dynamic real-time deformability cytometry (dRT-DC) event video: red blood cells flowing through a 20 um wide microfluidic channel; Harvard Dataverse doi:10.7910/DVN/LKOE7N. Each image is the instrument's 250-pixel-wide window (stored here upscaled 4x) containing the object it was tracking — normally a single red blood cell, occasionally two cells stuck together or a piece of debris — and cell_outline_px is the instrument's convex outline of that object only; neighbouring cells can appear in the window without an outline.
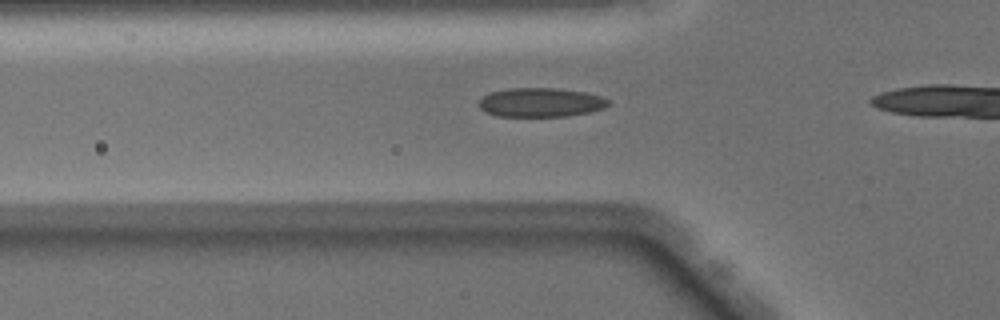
{"species": "Egyptian fruit bat (a non-hibernating species)", "species_latin": "Rousettus aegyptiacus", "temperature_condition": "warm", "stored_images_in_passage": 29, "camera_frame_rate_fps": 3000, "um_per_image_px": 0.085, "animal": {"sex": "male"}, "frame": {"image": 1, "passage_image": 6, "time_ms": 1.667, "image_size_px": [1000, 320], "cell_outline_px": [[612, 104], [604, 108], [588, 112], [568, 116], [496, 116], [480, 108], [476, 104], [484, 96], [492, 92], [508, 88], [556, 88], [584, 92], [600, 96], [612, 100]], "centroid_in_image_um": [45.99, 8.7], "position_along_channel_um": 79.8, "area_um2": 21.96}}
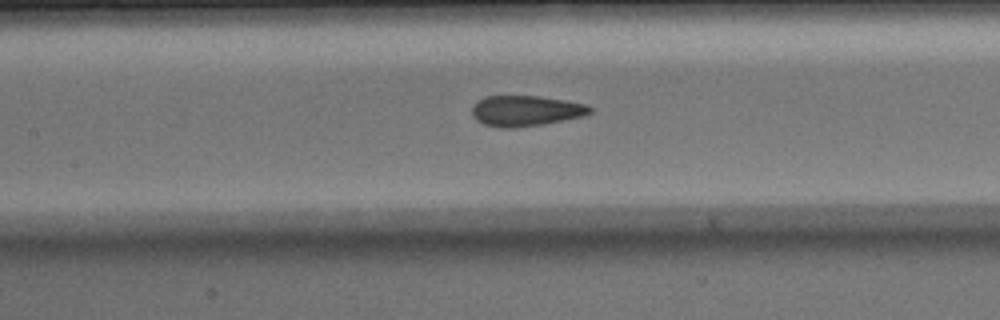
{"frame": {"image": 2, "passage_image": 12, "time_ms": 3.667, "image_size_px": [1000, 320], "cell_outline_px": [[592, 112], [580, 116], [544, 124], [516, 128], [500, 128], [484, 124], [476, 120], [472, 116], [472, 108], [476, 100], [484, 96], [540, 96], [564, 100], [584, 104], [592, 108]], "centroid_in_image_um": [44.62, 9.42], "position_along_channel_um": 162.8, "area_um2": 21.04}}
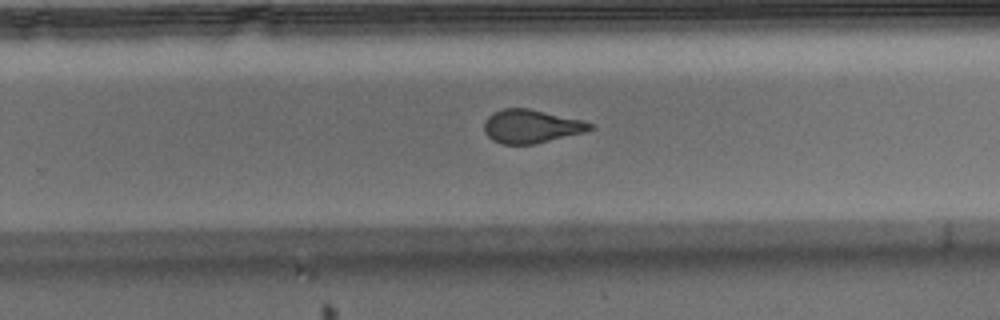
{"frame": {"image": 3, "passage_image": 21, "time_ms": 6.667, "image_size_px": [1000, 320], "cell_outline_px": [[596, 128], [584, 132], [536, 144], [500, 144], [492, 140], [484, 132], [484, 120], [492, 112], [504, 108], [528, 108], [584, 120], [596, 124]], "centroid_in_image_um": [45.17, 10.73], "position_along_channel_um": 284.6, "area_um2": 20.98}}